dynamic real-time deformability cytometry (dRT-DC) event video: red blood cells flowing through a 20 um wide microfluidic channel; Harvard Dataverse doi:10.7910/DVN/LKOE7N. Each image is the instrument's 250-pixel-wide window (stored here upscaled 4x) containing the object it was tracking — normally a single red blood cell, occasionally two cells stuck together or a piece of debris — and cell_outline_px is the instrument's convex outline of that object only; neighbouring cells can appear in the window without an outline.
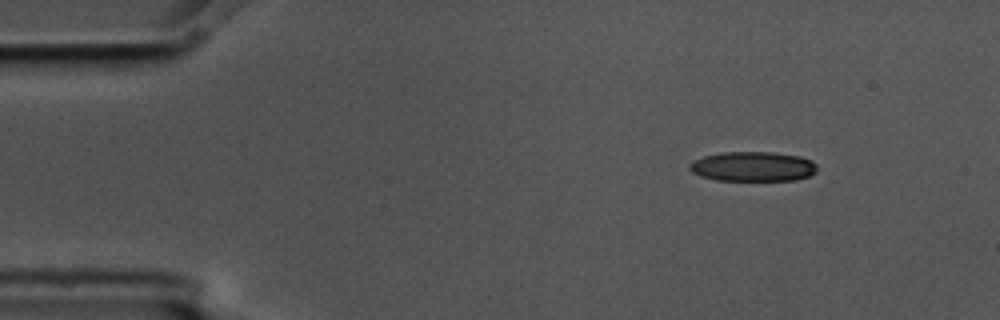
{"species": "common noctule bat (a hibernating species)", "species_latin": "Nyctalus noctula", "temperature_condition": "cold", "stored_images_in_passage": 6, "segment_of_instrument_passage": [2, 2], "camera_frame_rate_fps": 3000, "um_per_image_px": 0.085, "animal": {"sex": "male", "body_mass_g": 17.5, "forearm_length_mm": 52.3}, "frame": {"image": 1, "passage_image": 6, "time_ms": 1.667, "image_size_px": [1000, 320], "cell_outline_px": [[816, 172], [808, 176], [796, 180], [716, 180], [700, 176], [692, 172], [688, 168], [688, 164], [692, 160], [704, 156], [724, 152], [772, 152], [800, 156], [812, 160], [816, 164]], "centroid_in_image_um": [63.98, 14.15], "position_along_channel_um": 21.0, "area_um2": 22.2}}